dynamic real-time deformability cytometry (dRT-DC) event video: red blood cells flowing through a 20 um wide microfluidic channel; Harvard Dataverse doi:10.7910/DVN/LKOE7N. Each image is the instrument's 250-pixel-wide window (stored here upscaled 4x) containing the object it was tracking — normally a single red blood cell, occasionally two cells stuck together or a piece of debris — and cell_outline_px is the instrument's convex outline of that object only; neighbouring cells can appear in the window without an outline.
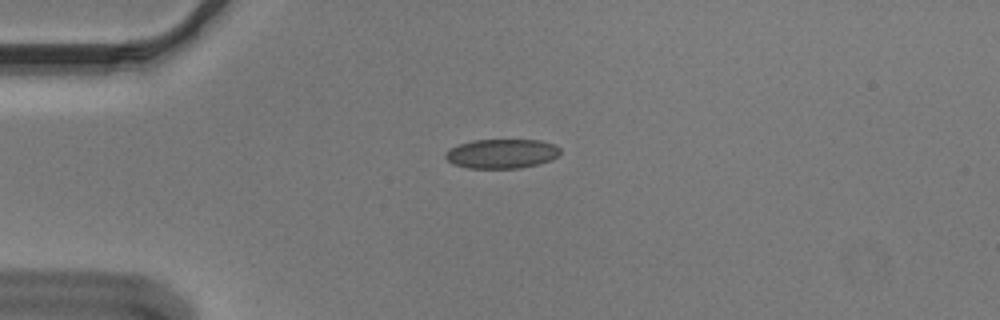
{"species": "Egyptian fruit bat (a non-hibernating species)", "species_latin": "Rousettus aegyptiacus", "temperature_condition": "cold", "stored_images_in_passage": 42, "segment_of_instrument_passage": [1, 2], "camera_frame_rate_fps": 3000, "um_per_image_px": 0.085, "animal": {"sex": "male"}, "frame": {"image": 1, "passage_image": 1, "time_ms": 0.0, "image_size_px": [1000, 320], "cell_outline_px": [[560, 152], [552, 160], [520, 168], [468, 168], [452, 164], [444, 156], [444, 152], [448, 148], [472, 140], [540, 140], [556, 144], [560, 148]], "centroid_in_image_um": [42.62, 13.06], "position_along_channel_um": 42.4, "area_um2": 19.77}}
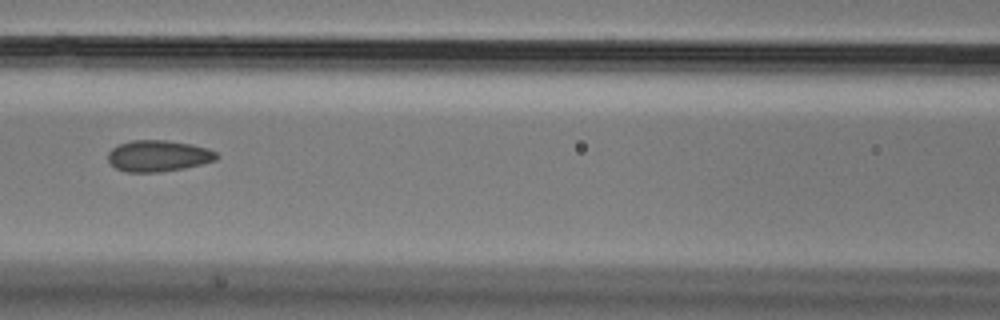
{"frame": {"image": 2, "passage_image": 12, "time_ms": 3.667, "image_size_px": [1000, 320], "cell_outline_px": [[220, 156], [216, 160], [184, 168], [160, 172], [124, 172], [116, 168], [108, 160], [108, 152], [112, 148], [120, 144], [132, 140], [164, 140], [192, 144], [208, 148], [216, 152]], "centroid_in_image_um": [13.46, 13.25], "position_along_channel_um": 153.1, "area_um2": 19.83}}
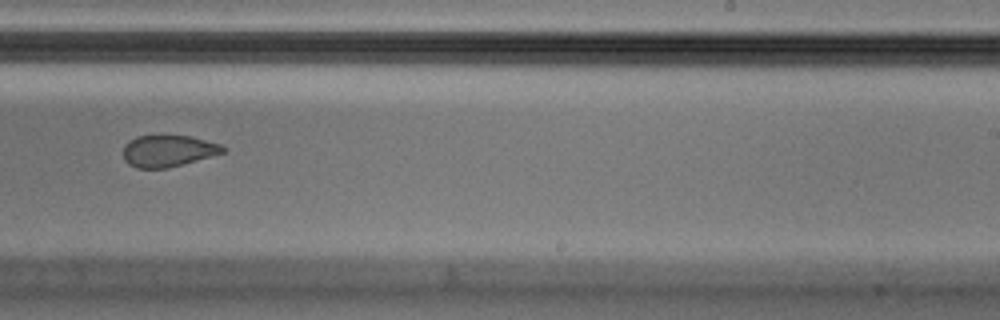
{"frame": {"image": 3, "passage_image": 22, "time_ms": 7.0, "image_size_px": [1000, 320], "cell_outline_px": [[228, 148], [224, 152], [212, 156], [168, 168], [136, 168], [128, 164], [124, 160], [124, 144], [128, 140], [136, 136], [192, 136], [220, 144]], "centroid_in_image_um": [14.29, 12.83], "position_along_channel_um": 274.7, "area_um2": 18.44}}